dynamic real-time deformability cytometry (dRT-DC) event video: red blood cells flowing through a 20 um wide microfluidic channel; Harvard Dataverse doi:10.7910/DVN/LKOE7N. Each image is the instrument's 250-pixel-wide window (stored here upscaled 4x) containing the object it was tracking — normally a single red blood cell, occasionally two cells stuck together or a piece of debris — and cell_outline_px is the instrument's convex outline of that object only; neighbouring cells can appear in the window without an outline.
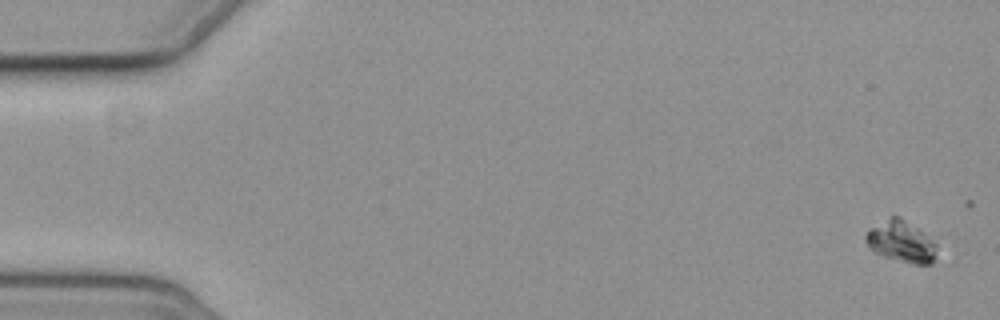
{"species": "common noctule bat (a hibernating species)", "species_latin": "Nyctalus noctula", "temperature_condition": "cold", "stored_images_in_passage": 3, "camera_frame_rate_fps": 3000, "um_per_image_px": 0.085, "animal": {"sex": "female", "body_mass_g": 19.3, "forearm_length_mm": 54.1}, "frame": {"image": 1, "passage_image": 1, "time_ms": 0.0, "image_size_px": [1000, 320], "cell_outline_px": [[944, 256], [932, 264], [912, 264], [884, 256], [876, 252], [864, 240], [864, 236], [872, 228], [892, 216], [900, 216], [932, 240], [936, 244]], "centroid_in_image_um": [76.73, 20.6], "position_along_channel_um": 8.3, "area_um2": 17.17}}